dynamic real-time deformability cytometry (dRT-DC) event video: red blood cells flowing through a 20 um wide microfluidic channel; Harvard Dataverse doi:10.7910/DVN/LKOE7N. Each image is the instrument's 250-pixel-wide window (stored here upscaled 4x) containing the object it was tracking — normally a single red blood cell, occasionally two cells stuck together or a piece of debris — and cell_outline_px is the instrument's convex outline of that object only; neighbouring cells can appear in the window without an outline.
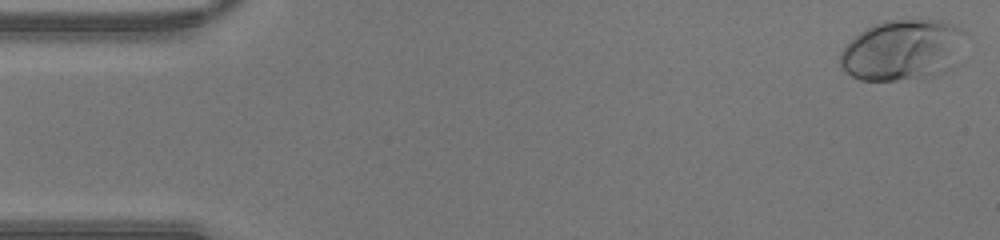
{"species": "human", "species_latin": "Homo sapiens", "temperature_condition": "warm", "stored_images_in_passage": 45, "camera_frame_rate_fps": 3000, "um_per_image_px": 0.085, "donor": {"sex": "male"}, "frame": {"image": 1, "passage_image": 1, "time_ms": 0.0, "image_size_px": [1000, 240], "cell_outline_px": [[968, 32], [944, 72], [924, 76], [896, 80], [860, 80], [844, 72], [840, 68], [840, 52], [860, 32], [884, 20], [940, 20], [952, 24]], "centroid_in_image_um": [76.64, 4.24], "position_along_channel_um": 8.4, "area_um2": 43.29}}
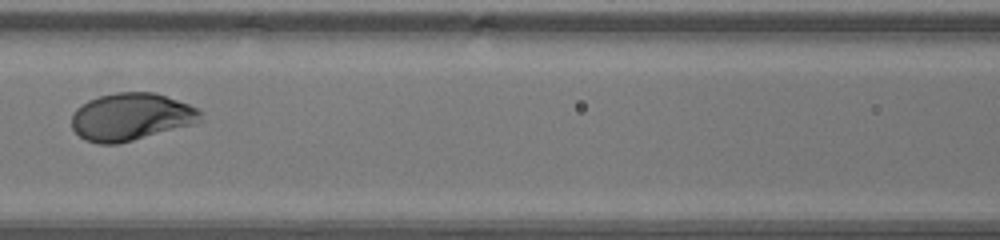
{"frame": {"image": 2, "passage_image": 20, "time_ms": 6.333, "image_size_px": [1000, 240], "cell_outline_px": [[204, 120], [192, 124], [132, 140], [116, 144], [100, 144], [84, 140], [72, 128], [72, 112], [76, 108], [88, 100], [100, 96], [116, 92], [156, 92], [188, 104], [196, 108], [200, 112]], "centroid_in_image_um": [11.11, 9.92], "position_along_channel_um": 155.5, "area_um2": 35.43}}
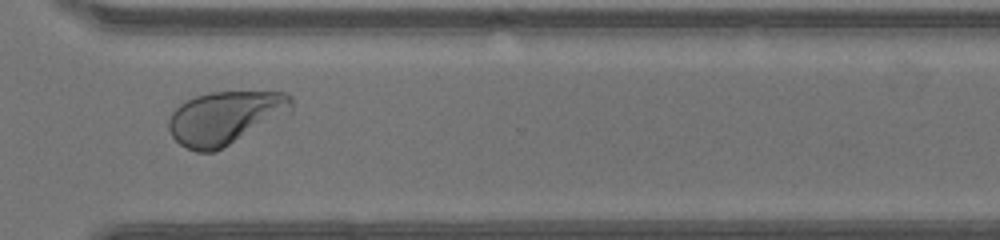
{"frame": {"image": 3, "passage_image": 33, "time_ms": 10.667, "image_size_px": [1000, 240], "cell_outline_px": [[292, 116], [212, 152], [196, 152], [180, 144], [172, 136], [168, 128], [168, 120], [172, 112], [180, 104], [196, 96], [212, 92], [284, 92], [292, 96]], "centroid_in_image_um": [19.24, 10.02], "position_along_channel_um": 351.4, "area_um2": 38.73}}